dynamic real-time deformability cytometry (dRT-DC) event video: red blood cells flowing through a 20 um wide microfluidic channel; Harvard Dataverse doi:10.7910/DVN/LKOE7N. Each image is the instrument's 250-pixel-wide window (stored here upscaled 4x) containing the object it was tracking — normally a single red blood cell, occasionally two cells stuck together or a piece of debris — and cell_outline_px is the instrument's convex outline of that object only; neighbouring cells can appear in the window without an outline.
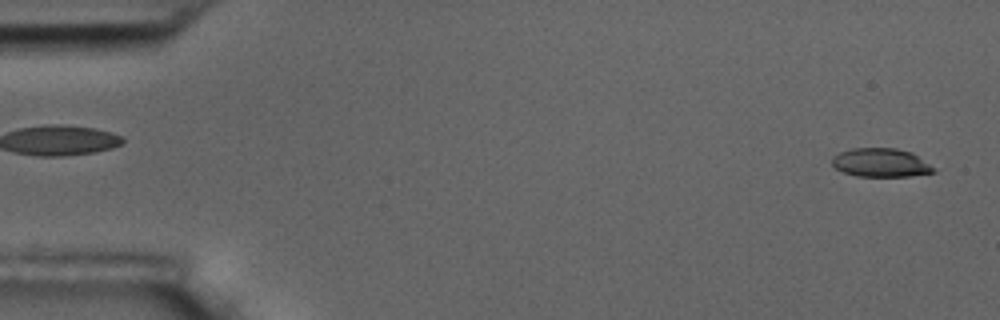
{"species": "common noctule bat (a hibernating species)", "species_latin": "Nyctalus noctula", "temperature_condition": "room temperature", "stored_images_in_passage": 4, "camera_frame_rate_fps": 3000, "um_per_image_px": 0.085, "animal": {"sex": "male", "body_mass_g": 17.5, "forearm_length_mm": 52.3}, "frame": {"image": 1, "passage_image": 4, "time_ms": 3.667, "image_size_px": [1000, 320], "cell_outline_px": [[936, 172], [908, 176], [856, 176], [844, 172], [836, 168], [832, 164], [832, 156], [840, 152], [852, 148], [896, 148], [912, 152], [936, 168]], "centroid_in_image_um": [74.88, 13.82], "position_along_channel_um": 10.1, "area_um2": 16.99}}